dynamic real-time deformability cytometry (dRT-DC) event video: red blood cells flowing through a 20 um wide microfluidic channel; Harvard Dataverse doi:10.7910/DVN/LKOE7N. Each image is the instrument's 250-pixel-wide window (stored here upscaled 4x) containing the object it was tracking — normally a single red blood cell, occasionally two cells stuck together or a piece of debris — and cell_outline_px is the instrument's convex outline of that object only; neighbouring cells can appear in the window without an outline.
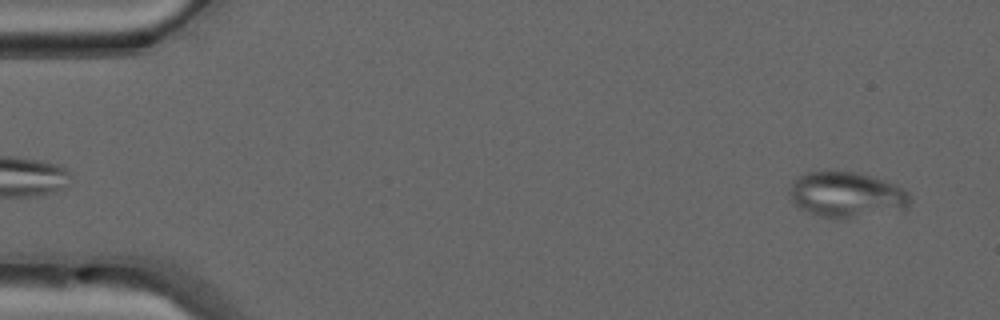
{"species": "common noctule bat (a hibernating species)", "species_latin": "Nyctalus noctula", "temperature_condition": "warm", "stored_images_in_passage": 48, "camera_frame_rate_fps": 3000, "um_per_image_px": 0.085, "animal": {"sex": "male", "forearm_length_mm": 52.5}, "frame": {"image": 1, "passage_image": 2, "time_ms": 0.333, "image_size_px": [1000, 320], "cell_outline_px": [[912, 200], [908, 208], [836, 220], [820, 216], [808, 212], [800, 208], [792, 200], [788, 192], [792, 180], [796, 176], [808, 172], [856, 172], [872, 176], [884, 180], [904, 188], [908, 192]], "centroid_in_image_um": [71.94, 16.55], "position_along_channel_um": 13.1, "area_um2": 32.02}}
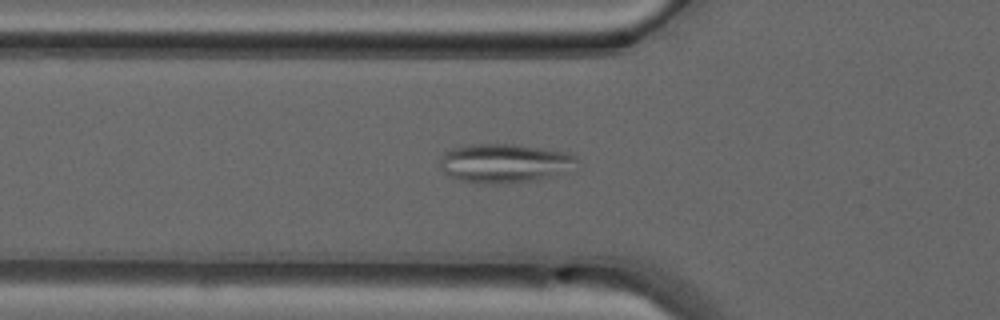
{"frame": {"image": 2, "passage_image": 16, "time_ms": 5.0, "image_size_px": [1000, 320], "cell_outline_px": [[580, 160], [576, 172], [536, 180], [496, 184], [484, 184], [460, 180], [448, 176], [440, 168], [440, 160], [444, 152], [448, 148], [464, 144], [512, 144], [568, 152], [576, 156]], "centroid_in_image_um": [42.96, 13.88], "position_along_channel_um": 82.8, "area_um2": 32.14}}
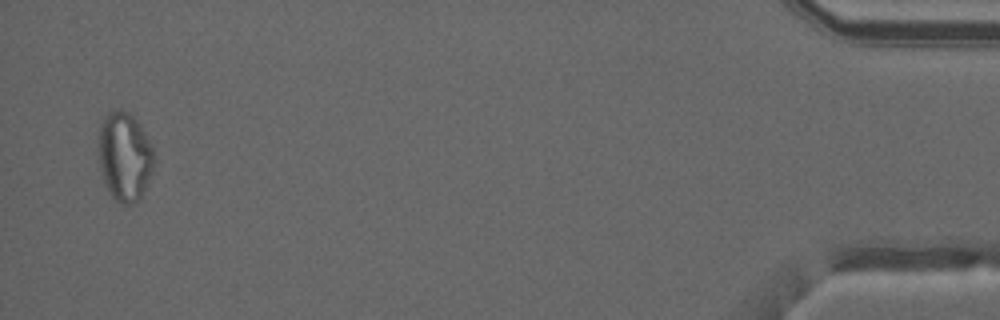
{"frame": {"image": 3, "passage_image": 47, "time_ms": 15.333, "image_size_px": [1000, 320], "cell_outline_px": [[156, 156], [152, 172], [140, 200], [132, 204], [124, 204], [116, 200], [112, 196], [104, 180], [100, 168], [96, 148], [100, 124], [104, 116], [112, 108], [120, 108], [128, 112], [140, 124], [152, 144]], "centroid_in_image_um": [10.59, 13.25], "position_along_channel_um": 424.6, "area_um2": 29.54}}